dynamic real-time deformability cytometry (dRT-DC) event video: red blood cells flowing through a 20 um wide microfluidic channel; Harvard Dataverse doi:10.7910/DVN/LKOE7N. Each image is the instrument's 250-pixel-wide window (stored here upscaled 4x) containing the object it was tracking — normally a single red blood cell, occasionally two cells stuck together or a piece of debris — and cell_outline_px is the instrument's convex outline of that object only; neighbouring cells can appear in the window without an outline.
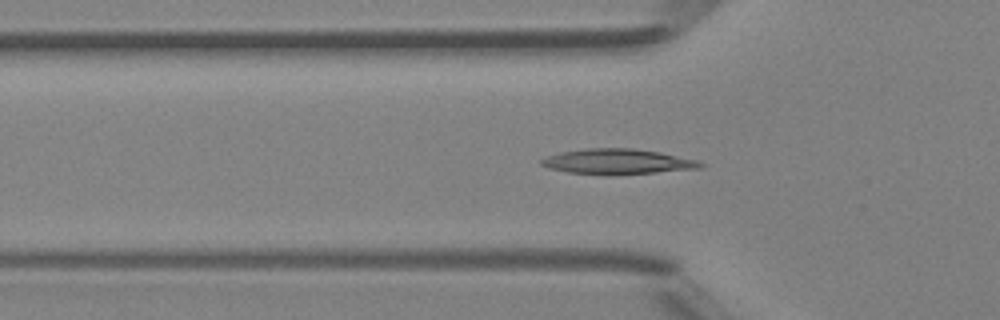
{"species": "Egyptian fruit bat (a non-hibernating species)", "species_latin": "Rousettus aegyptiacus", "temperature_condition": "room temperature", "stored_images_in_passage": 48, "camera_frame_rate_fps": 3000, "um_per_image_px": 0.085, "animal": {"sex": "female"}, "frame": {"image": 1, "passage_image": 15, "time_ms": 4.667, "image_size_px": [1000, 320], "cell_outline_px": [[704, 168], [656, 172], [604, 176], [568, 172], [548, 168], [540, 164], [540, 160], [548, 156], [560, 152], [584, 148], [632, 148], [660, 152], [700, 160], [704, 164]], "centroid_in_image_um": [52.51, 13.74], "position_along_channel_um": 73.3, "area_um2": 23.81}}
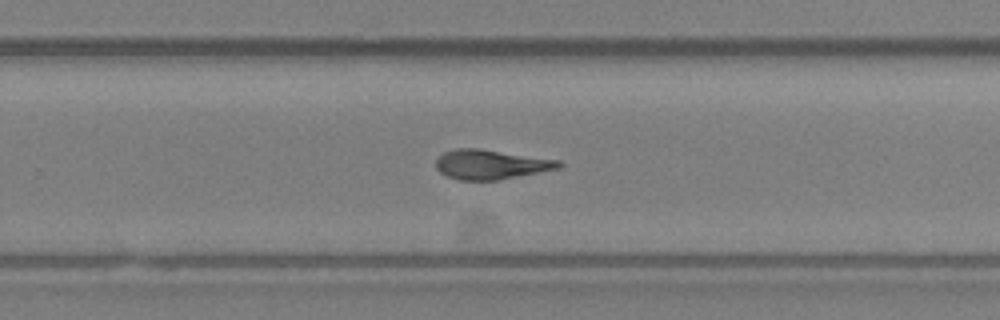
{"frame": {"image": 2, "passage_image": 30, "time_ms": 9.667, "image_size_px": [1000, 320], "cell_outline_px": [[564, 164], [560, 168], [500, 180], [460, 180], [448, 176], [440, 172], [436, 168], [436, 160], [444, 152], [456, 148], [480, 148], [560, 160]], "centroid_in_image_um": [41.75, 13.97], "position_along_channel_um": 288.0, "area_um2": 21.27}}
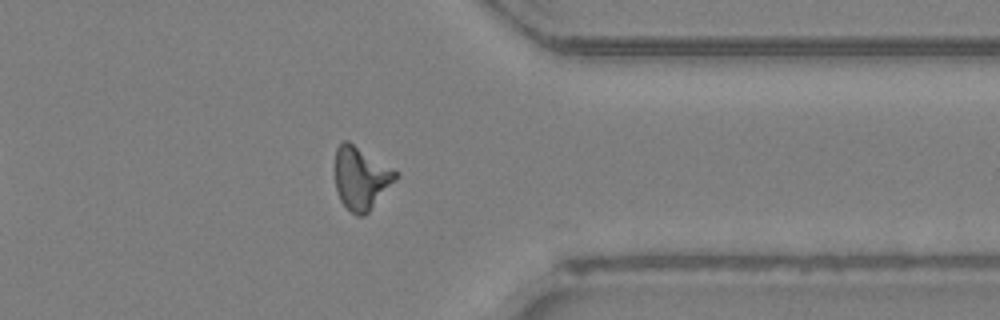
{"frame": {"image": 3, "passage_image": 37, "time_ms": 12.0, "image_size_px": [1000, 320], "cell_outline_px": [[400, 176], [368, 212], [364, 216], [356, 216], [340, 200], [336, 188], [336, 148], [344, 140], [348, 140], [400, 172]], "centroid_in_image_um": [30.73, 15.12], "position_along_channel_um": 380.7, "area_um2": 22.2}, "authors_computed_cell_mechanics": {"area_um2": 21.4438, "velocity_mm_per_s": 4.3168, "shape_relaxation_time_tau1_ms": 9.2468, "shape_relaxation_time_tau2_ms": 3.2786, "deformation_change_tau1": 0.2602, "deformation_change_tau2": 0.1174}}